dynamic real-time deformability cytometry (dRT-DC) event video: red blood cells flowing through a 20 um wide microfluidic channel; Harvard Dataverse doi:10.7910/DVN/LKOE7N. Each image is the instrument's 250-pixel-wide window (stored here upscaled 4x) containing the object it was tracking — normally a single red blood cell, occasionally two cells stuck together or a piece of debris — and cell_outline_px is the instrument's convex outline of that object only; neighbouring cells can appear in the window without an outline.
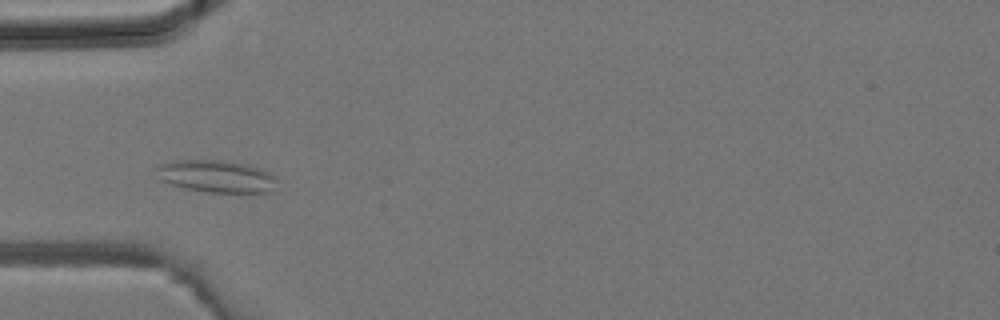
{"species": "common noctule bat (a hibernating species)", "species_latin": "Nyctalus noctula", "temperature_condition": "room temperature", "stored_images_in_passage": 3, "camera_frame_rate_fps": 3000, "um_per_image_px": 0.085, "animal": {"sex": "male", "body_mass_g": 19.2, "forearm_length_mm": 51.8}, "frame": {"image": 1, "passage_image": 3, "time_ms": 0.667, "image_size_px": [1000, 320], "cell_outline_px": [[276, 192], [208, 192], [188, 188], [172, 184], [160, 180], [156, 168], [156, 164], [172, 160], [220, 160], [244, 164], [260, 168], [276, 176]], "centroid_in_image_um": [18.41, 14.98], "position_along_channel_um": 66.6, "area_um2": 22.72}}